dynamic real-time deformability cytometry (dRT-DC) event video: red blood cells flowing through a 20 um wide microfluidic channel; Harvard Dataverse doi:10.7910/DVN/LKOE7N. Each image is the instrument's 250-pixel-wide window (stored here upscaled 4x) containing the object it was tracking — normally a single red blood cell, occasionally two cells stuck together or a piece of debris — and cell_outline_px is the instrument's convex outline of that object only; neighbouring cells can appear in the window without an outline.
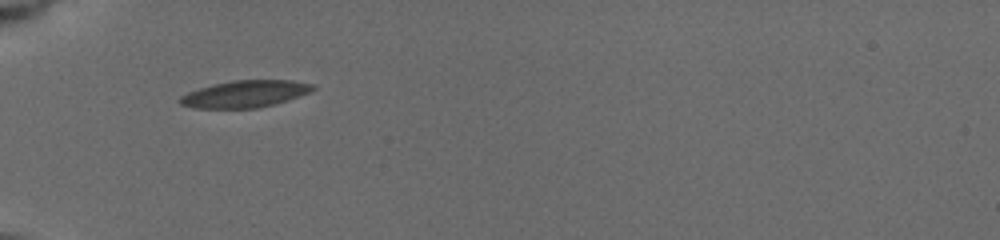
{"species": "common noctule bat (a hibernating species)", "species_latin": "Nyctalus noctula", "temperature_condition": "cold", "stored_images_in_passage": 4, "camera_frame_rate_fps": 3000, "um_per_image_px": 0.085, "animal": {"sex": "female", "body_mass_g": 19.5, "forearm_length_mm": 54.1}, "frame": {"image": 1, "passage_image": 1, "time_ms": 0.0, "image_size_px": [1000, 240], "cell_outline_px": [[316, 88], [308, 92], [272, 104], [256, 108], [196, 108], [180, 104], [180, 96], [188, 92], [212, 84], [232, 80], [292, 80], [312, 84]], "centroid_in_image_um": [20.77, 7.97], "position_along_channel_um": 64.2, "area_um2": 20.46}}